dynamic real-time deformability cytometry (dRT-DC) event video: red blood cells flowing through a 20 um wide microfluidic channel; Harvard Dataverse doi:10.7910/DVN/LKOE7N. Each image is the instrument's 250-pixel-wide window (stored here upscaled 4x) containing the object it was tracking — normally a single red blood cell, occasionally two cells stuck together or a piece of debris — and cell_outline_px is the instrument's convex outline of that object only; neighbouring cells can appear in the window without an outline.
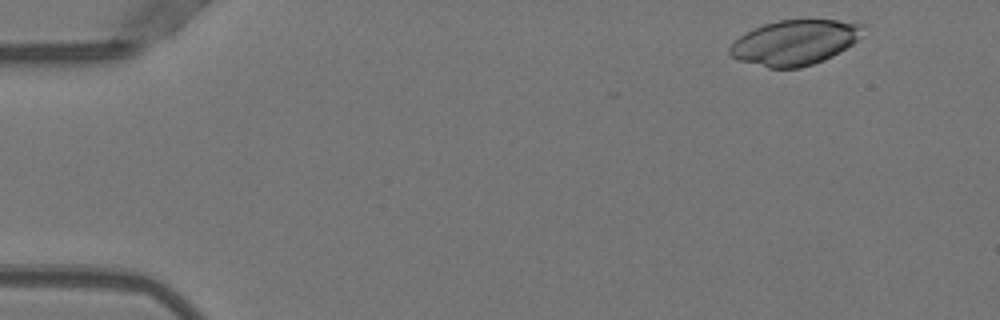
{"species": "Egyptian fruit bat (a non-hibernating species)", "species_latin": "Rousettus aegyptiacus", "temperature_condition": "warm", "stored_images_in_passage": 19, "camera_frame_rate_fps": 3000, "um_per_image_px": 0.085, "animal": {"sex": "female"}, "frame": {"image": 1, "passage_image": 2, "time_ms": 0.333, "image_size_px": [1000, 320], "cell_outline_px": [[864, 24], [860, 36], [852, 44], [832, 56], [824, 60], [800, 68], [768, 68], [740, 60], [732, 56], [728, 52], [728, 48], [740, 36], [764, 24], [776, 20], [836, 20]], "centroid_in_image_um": [67.55, 3.61], "position_along_channel_um": 17.5, "area_um2": 34.56}}